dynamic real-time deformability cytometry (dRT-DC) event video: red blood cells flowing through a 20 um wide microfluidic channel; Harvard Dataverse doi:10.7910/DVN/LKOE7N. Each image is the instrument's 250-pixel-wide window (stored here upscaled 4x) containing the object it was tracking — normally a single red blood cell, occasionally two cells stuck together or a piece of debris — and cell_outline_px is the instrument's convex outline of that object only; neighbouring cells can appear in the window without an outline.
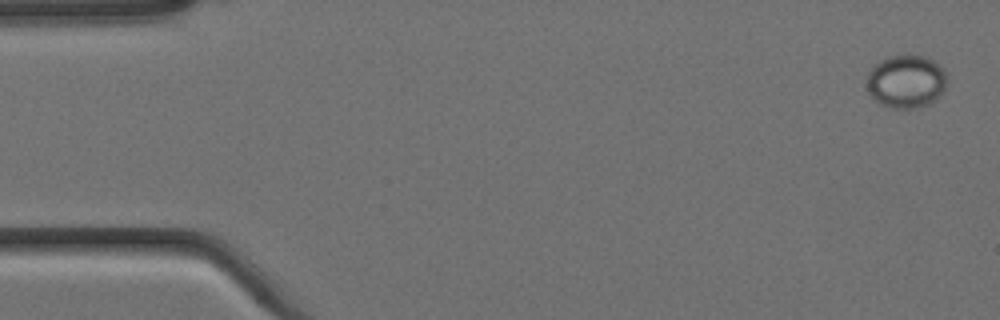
{"species": "Egyptian fruit bat (a non-hibernating species)", "species_latin": "Rousettus aegyptiacus", "temperature_condition": "cold", "stored_images_in_passage": 11, "camera_frame_rate_fps": 3000, "um_per_image_px": 0.085, "animal": {"sex": "female"}, "frame": {"image": 1, "passage_image": 1, "time_ms": 0.0, "image_size_px": [1000, 320], "cell_outline_px": [[948, 80], [944, 88], [936, 100], [928, 104], [912, 108], [892, 108], [880, 104], [868, 92], [868, 72], [880, 60], [888, 56], [924, 56], [932, 60], [944, 72]], "centroid_in_image_um": [77.01, 6.94], "position_along_channel_um": 8.0, "area_um2": 24.39}}
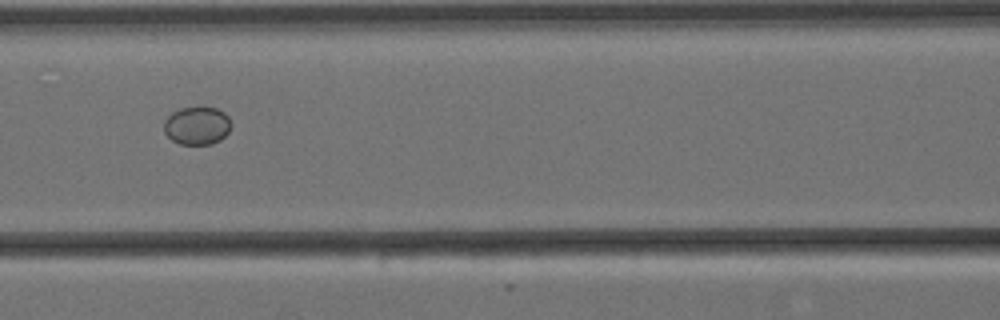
{"frame": {"image": 2, "passage_image": 7, "time_ms": 2.0, "image_size_px": [1000, 320], "cell_outline_px": [[232, 124], [228, 132], [220, 140], [212, 144], [180, 144], [172, 140], [164, 132], [164, 120], [172, 112], [180, 108], [216, 108], [224, 112], [228, 116]], "centroid_in_image_um": [16.75, 10.69], "position_along_channel_um": 149.9, "area_um2": 14.85}}
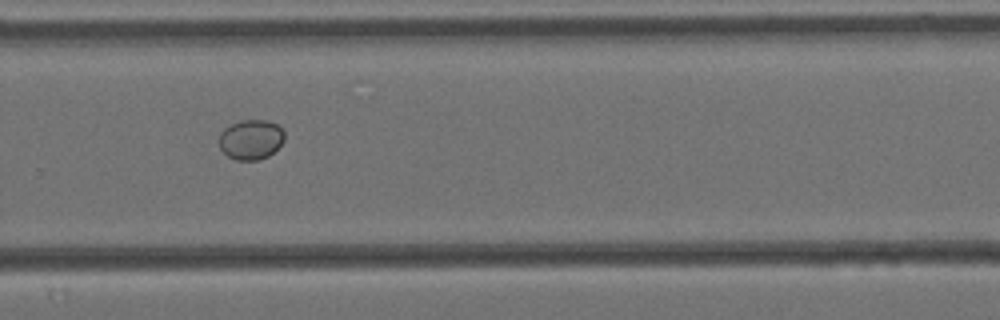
{"frame": {"image": 3, "passage_image": 11, "time_ms": 3.333, "image_size_px": [1000, 320], "cell_outline_px": [[284, 140], [268, 156], [260, 160], [236, 160], [228, 156], [220, 148], [220, 132], [224, 128], [240, 120], [264, 120], [276, 124], [284, 132]], "centroid_in_image_um": [21.31, 11.86], "position_along_channel_um": 308.5, "area_um2": 15.03}}